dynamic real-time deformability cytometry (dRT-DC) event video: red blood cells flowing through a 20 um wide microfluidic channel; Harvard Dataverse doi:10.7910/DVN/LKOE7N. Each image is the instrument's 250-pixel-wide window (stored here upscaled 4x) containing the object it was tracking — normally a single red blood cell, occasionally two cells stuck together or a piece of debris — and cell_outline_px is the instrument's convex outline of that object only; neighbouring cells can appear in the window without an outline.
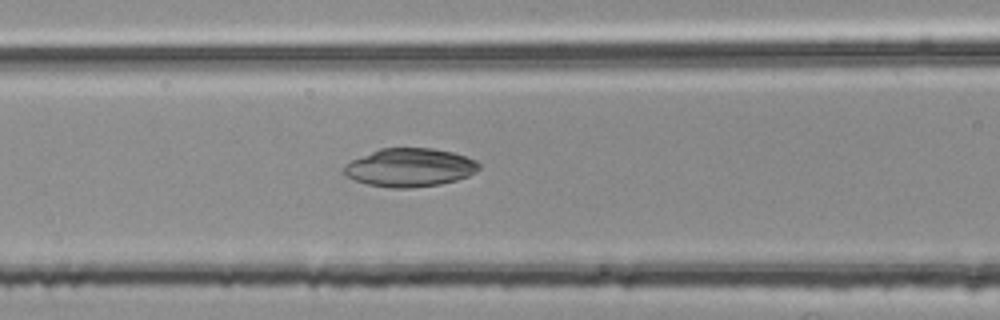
{"species": "common noctule bat (a hibernating species)", "species_latin": "Nyctalus noctula", "temperature_condition": "room temperature", "stored_images_in_passage": 53, "camera_frame_rate_fps": 3000, "um_per_image_px": 0.085, "animal": {"sex": "female", "body_mass_g": 25.1}, "frame": {"image": 1, "passage_image": 22, "time_ms": 7.0, "image_size_px": [1000, 320], "cell_outline_px": [[480, 168], [476, 172], [468, 176], [456, 180], [440, 184], [408, 188], [392, 188], [368, 184], [356, 180], [348, 176], [344, 172], [344, 168], [352, 160], [380, 148], [432, 148], [452, 152], [476, 160], [480, 164]], "centroid_in_image_um": [34.88, 14.23], "position_along_channel_um": 131.7, "area_um2": 29.88}}
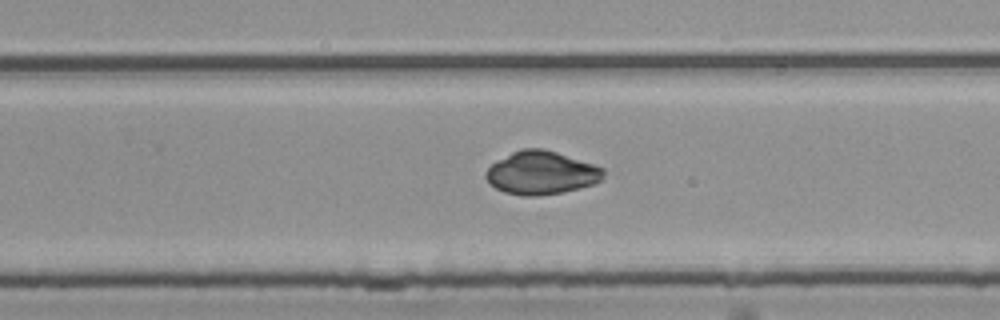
{"frame": {"image": 2, "passage_image": 34, "time_ms": 11.0, "image_size_px": [1000, 320], "cell_outline_px": [[604, 176], [600, 180], [592, 184], [580, 188], [564, 192], [540, 196], [520, 196], [504, 192], [488, 184], [484, 176], [484, 172], [496, 160], [520, 148], [544, 148], [604, 168]], "centroid_in_image_um": [45.96, 14.7], "position_along_channel_um": 283.8, "area_um2": 29.82}}
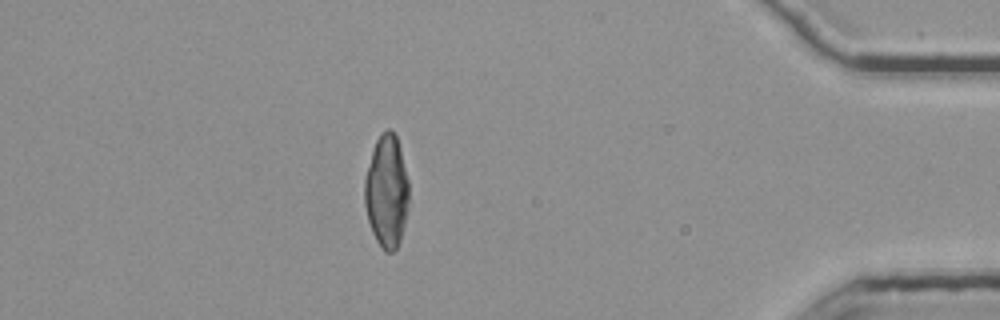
{"frame": {"image": 3, "passage_image": 47, "time_ms": 15.333, "image_size_px": [1000, 320], "cell_outline_px": [[408, 204], [404, 224], [400, 240], [396, 248], [392, 252], [384, 252], [380, 248], [372, 232], [368, 220], [364, 204], [364, 180], [372, 148], [376, 140], [388, 128], [396, 136], [400, 148], [408, 180]], "centroid_in_image_um": [32.84, 16.29], "position_along_channel_um": 402.4, "area_um2": 29.02}, "authors_computed_cell_mechanics": {"area_um2": 29.8248, "velocity_mm_per_s": 3.8147, "shape_relaxation_time_tau1_ms": 10.2866, "shape_relaxation_time_tau2_ms": 5.4474, "deformation_change_tau1": 0.2301, "deformation_change_tau2": 0.0439}}